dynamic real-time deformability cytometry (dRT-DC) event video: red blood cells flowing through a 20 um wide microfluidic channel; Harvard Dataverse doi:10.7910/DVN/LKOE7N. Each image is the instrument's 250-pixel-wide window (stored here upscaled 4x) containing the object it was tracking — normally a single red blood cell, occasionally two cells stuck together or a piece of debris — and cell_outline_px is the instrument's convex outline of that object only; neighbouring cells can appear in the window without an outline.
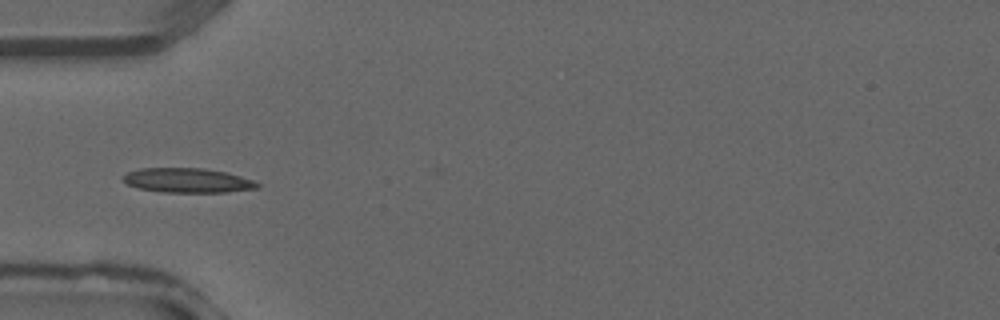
{"species": "common noctule bat (a hibernating species)", "species_latin": "Nyctalus noctula", "temperature_condition": "warm", "stored_images_in_passage": 26, "camera_frame_rate_fps": 3000, "um_per_image_px": 0.085, "animal": {"sex": "male", "forearm_length_mm": 52.5}, "frame": {"image": 1, "passage_image": 1, "time_ms": 0.0, "image_size_px": [1000, 320], "cell_outline_px": [[260, 188], [224, 192], [160, 192], [136, 188], [128, 184], [120, 176], [128, 172], [140, 168], [204, 168], [224, 172], [240, 176], [252, 180], [260, 184]], "centroid_in_image_um": [15.91, 15.33], "position_along_channel_um": 69.1, "area_um2": 19.19}}